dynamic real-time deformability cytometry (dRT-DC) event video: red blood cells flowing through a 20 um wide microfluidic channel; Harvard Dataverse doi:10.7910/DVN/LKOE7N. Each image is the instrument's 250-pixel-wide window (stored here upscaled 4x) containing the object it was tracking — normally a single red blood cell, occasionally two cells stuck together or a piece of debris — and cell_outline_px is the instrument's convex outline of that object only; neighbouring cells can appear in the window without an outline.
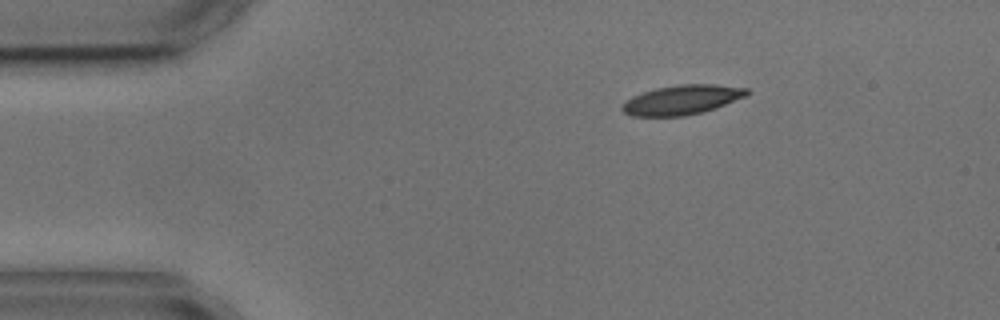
{"species": "common noctule bat (a hibernating species)", "species_latin": "Nyctalus noctula", "temperature_condition": "cold", "stored_images_in_passage": 1, "camera_frame_rate_fps": 3000, "um_per_image_px": 0.085, "animal": {"sex": "male", "body_mass_g": 17.9, "forearm_length_mm": 54.2}, "frame": {"image": 1, "passage_image": 1, "time_ms": 0.0, "image_size_px": [1000, 320], "cell_outline_px": [[752, 92], [748, 96], [716, 108], [704, 112], [684, 116], [632, 116], [624, 112], [620, 108], [632, 96], [656, 88], [680, 84], [712, 84], [748, 88]], "centroid_in_image_um": [58.04, 8.48], "position_along_channel_um": 27.0, "area_um2": 21.56}}